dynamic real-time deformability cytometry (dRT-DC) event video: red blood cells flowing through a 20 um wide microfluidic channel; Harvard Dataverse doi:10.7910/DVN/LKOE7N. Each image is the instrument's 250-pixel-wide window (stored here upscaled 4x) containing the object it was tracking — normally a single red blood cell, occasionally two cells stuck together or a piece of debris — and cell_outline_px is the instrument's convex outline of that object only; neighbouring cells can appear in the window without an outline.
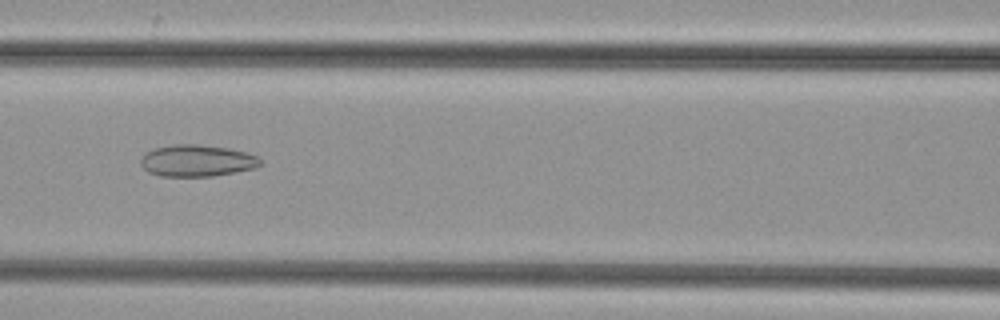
{"species": "common noctule bat (a hibernating species)", "species_latin": "Nyctalus noctula", "temperature_condition": "cold", "stored_images_in_passage": 39, "camera_frame_rate_fps": 3000, "um_per_image_px": 0.085, "animal": {"sex": "female", "body_mass_g": 29.2, "forearm_length_mm": 56.3}, "frame": {"image": 1, "passage_image": 22, "time_ms": 7.0, "image_size_px": [1000, 320], "cell_outline_px": [[260, 164], [256, 168], [236, 172], [212, 176], [160, 176], [148, 172], [140, 164], [140, 156], [152, 148], [172, 144], [200, 144], [228, 148], [244, 152], [256, 156], [260, 160]], "centroid_in_image_um": [16.68, 13.65], "position_along_channel_um": 149.9, "area_um2": 22.25}}
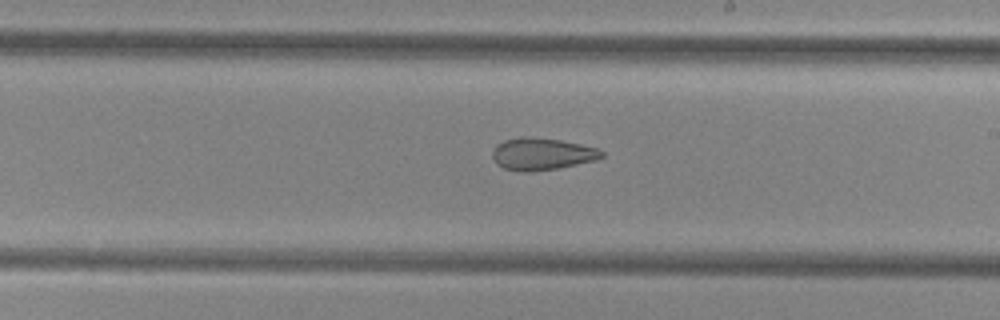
{"frame": {"image": 2, "passage_image": 29, "time_ms": 9.333, "image_size_px": [1000, 320], "cell_outline_px": [[604, 156], [596, 160], [556, 168], [528, 172], [520, 172], [504, 168], [496, 164], [492, 156], [492, 152], [496, 144], [504, 140], [520, 136], [532, 136], [560, 140], [580, 144], [596, 148], [604, 152]], "centroid_in_image_um": [46.02, 13.07], "position_along_channel_um": 243.0, "area_um2": 20.52}}
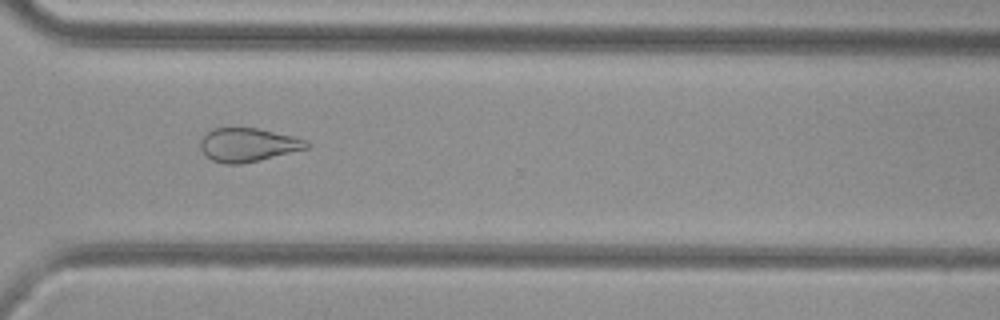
{"frame": {"image": 3, "passage_image": 37, "time_ms": 12.0, "image_size_px": [1000, 320], "cell_outline_px": [[312, 144], [308, 148], [260, 160], [240, 164], [224, 164], [212, 160], [200, 148], [200, 140], [212, 128], [256, 128], [292, 136], [308, 140]], "centroid_in_image_um": [21.1, 12.31], "position_along_channel_um": 349.5, "area_um2": 20.69}}